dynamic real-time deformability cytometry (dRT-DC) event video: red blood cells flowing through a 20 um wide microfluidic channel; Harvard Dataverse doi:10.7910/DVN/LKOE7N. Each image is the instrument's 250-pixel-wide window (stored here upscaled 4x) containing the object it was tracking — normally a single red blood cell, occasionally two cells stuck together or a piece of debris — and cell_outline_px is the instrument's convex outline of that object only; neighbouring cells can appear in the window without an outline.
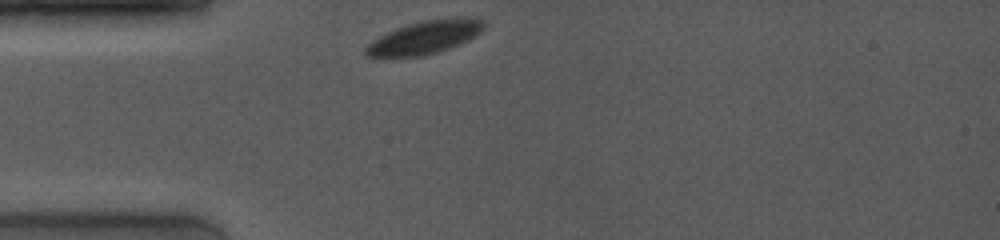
{"species": "common noctule bat (a hibernating species)", "species_latin": "Nyctalus noctula", "temperature_condition": "room temperature", "stored_images_in_passage": 27, "camera_frame_rate_fps": 4000, "um_per_image_px": 0.085, "animal": {"sex": "female", "body_mass_g": 19.0, "forearm_length_mm": 53.3}, "frame": {"image": 1, "passage_image": 1, "time_ms": 0.0, "image_size_px": [1000, 240], "cell_outline_px": [[484, 28], [480, 32], [468, 40], [448, 48], [424, 56], [368, 56], [364, 52], [364, 48], [372, 40], [396, 28], [420, 20], [480, 20], [484, 24]], "centroid_in_image_um": [36.0, 3.21], "position_along_channel_um": 49.0, "area_um2": 21.68}}
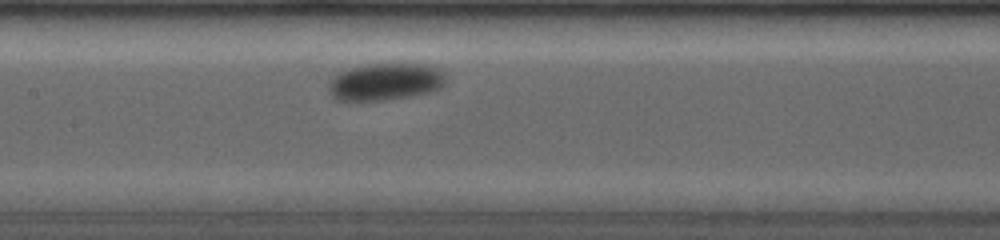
{"frame": {"image": 2, "passage_image": 8, "time_ms": 3.75, "image_size_px": [1000, 240], "cell_outline_px": [[444, 84], [440, 88], [428, 92], [408, 96], [384, 100], [336, 100], [328, 92], [328, 84], [332, 76], [336, 72], [368, 64], [424, 64], [436, 68], [444, 72]], "centroid_in_image_um": [32.69, 6.95], "position_along_channel_um": 174.7, "area_um2": 25.26}}
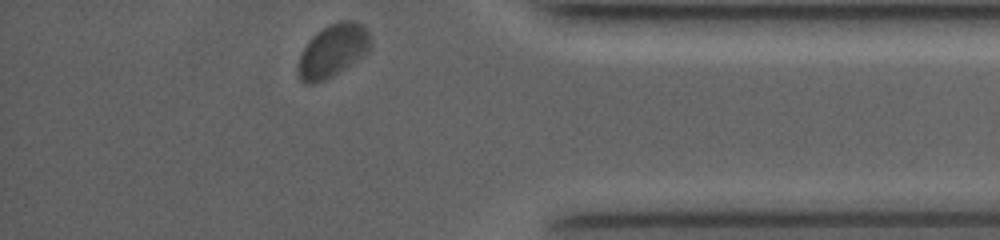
{"frame": {"image": 3, "passage_image": 27, "time_ms": 10.25, "image_size_px": [1000, 240], "cell_outline_px": [[372, 44], [368, 52], [364, 56], [332, 76], [324, 80], [312, 84], [304, 84], [300, 80], [300, 56], [308, 40], [316, 32], [328, 24], [340, 20], [352, 20], [360, 24], [368, 32], [372, 40]], "centroid_in_image_um": [28.32, 4.28], "position_along_channel_um": 406.9, "area_um2": 22.2}, "authors_computed_cell_mechanics": {"area_um2": 24.276, "velocity_mm_per_s": 3.7142, "shape_relaxation_time_tau1_ms": 0.7664, "shape_relaxation_time_tau2_ms": null, "deformation_change_tau1": 0.0368, "deformation_change_tau2": null}}